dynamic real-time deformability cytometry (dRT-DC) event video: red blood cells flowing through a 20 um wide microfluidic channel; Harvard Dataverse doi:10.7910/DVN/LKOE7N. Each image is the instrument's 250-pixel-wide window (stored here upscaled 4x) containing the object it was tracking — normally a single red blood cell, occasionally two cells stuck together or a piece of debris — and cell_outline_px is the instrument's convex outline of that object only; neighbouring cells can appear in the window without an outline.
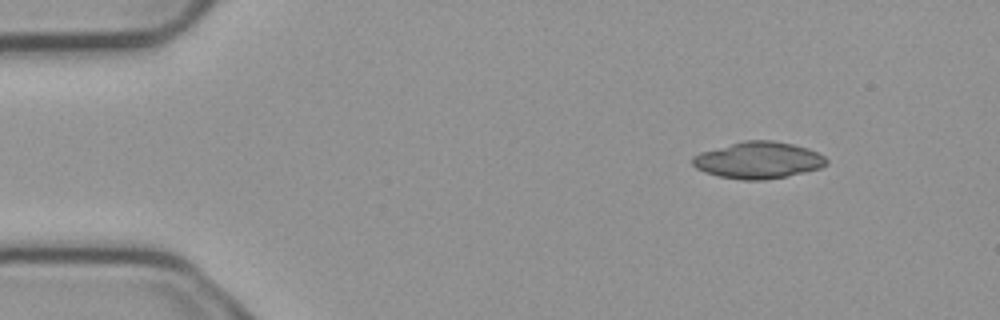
{"species": "common noctule bat (a hibernating species)", "species_latin": "Nyctalus noctula", "temperature_condition": "cold", "stored_images_in_passage": 4, "camera_frame_rate_fps": 3000, "um_per_image_px": 0.085, "animal": {"sex": "male", "body_mass_g": 23.1, "forearm_length_mm": 52.7}, "frame": {"image": 1, "passage_image": 1, "time_ms": 0.0, "image_size_px": [1000, 320], "cell_outline_px": [[828, 164], [820, 168], [788, 176], [764, 180], [740, 180], [720, 176], [696, 168], [692, 164], [692, 156], [700, 152], [744, 140], [772, 140], [792, 144], [808, 148], [824, 156], [828, 160]], "centroid_in_image_um": [64.47, 13.61], "position_along_channel_um": 20.5, "area_um2": 28.61}}